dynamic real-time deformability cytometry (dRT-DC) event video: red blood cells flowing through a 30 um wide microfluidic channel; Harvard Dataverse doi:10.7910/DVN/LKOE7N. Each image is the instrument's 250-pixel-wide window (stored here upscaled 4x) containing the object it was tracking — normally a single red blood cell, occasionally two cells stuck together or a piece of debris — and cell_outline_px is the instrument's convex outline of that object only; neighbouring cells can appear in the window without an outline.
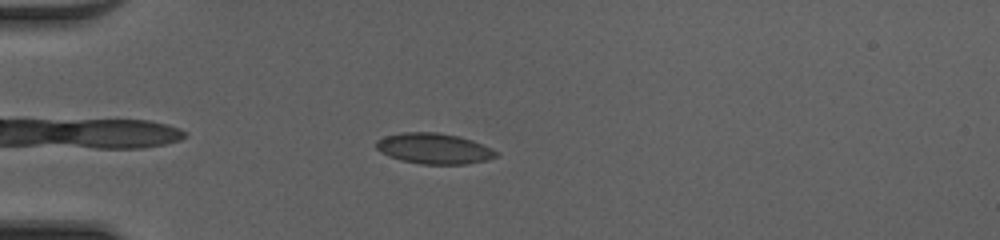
{"species": "common noctule bat (a hibernating species)", "species_latin": "Nyctalus noctula", "temperature_condition": "cold", "stored_images_in_passage": 33, "camera_frame_rate_fps": 3000, "um_per_image_px": 0.085, "animal": {"sex": "female", "body_mass_g": 20.0, "forearm_length_mm": 54.0}, "frame": {"image": 1, "passage_image": 4, "time_ms": 1.0, "image_size_px": [1000, 240], "cell_outline_px": [[496, 156], [488, 160], [468, 164], [420, 164], [404, 160], [380, 152], [376, 148], [376, 140], [384, 136], [400, 132], [436, 132], [456, 136], [472, 140], [492, 148], [496, 152]], "centroid_in_image_um": [36.88, 12.62], "position_along_channel_um": 48.1, "area_um2": 21.27}}
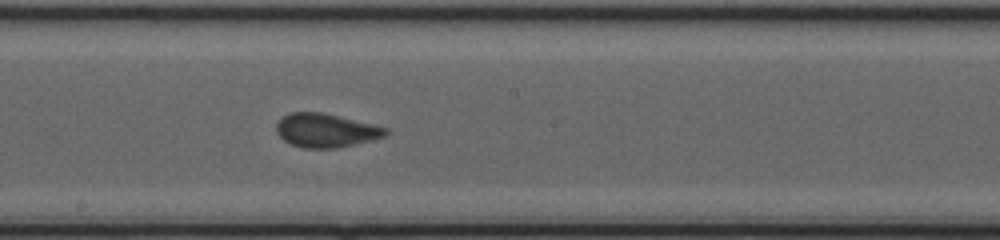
{"frame": {"image": 2, "passage_image": 18, "time_ms": 5.667, "image_size_px": [1000, 240], "cell_outline_px": [[388, 132], [384, 136], [336, 148], [304, 148], [292, 144], [284, 140], [276, 132], [276, 124], [288, 112], [320, 112], [372, 124], [388, 128]], "centroid_in_image_um": [27.65, 11.08], "position_along_channel_um": 220.6, "area_um2": 21.04}}
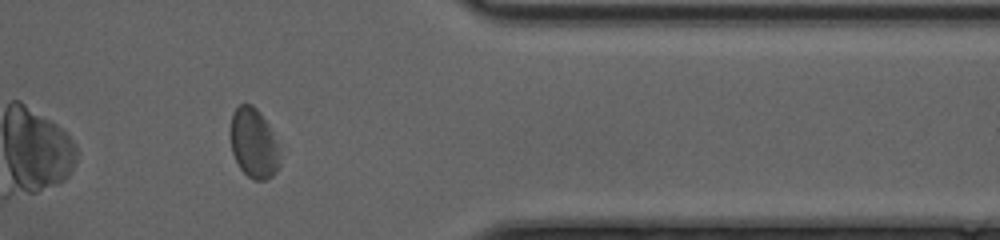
{"frame": {"image": 3, "passage_image": 31, "time_ms": 10.0, "image_size_px": [1000, 240], "cell_outline_px": [[280, 164], [276, 172], [272, 176], [264, 180], [252, 180], [240, 168], [232, 152], [232, 112], [240, 104], [252, 104], [260, 112], [268, 124], [272, 132], [276, 144]], "centroid_in_image_um": [21.57, 12.19], "position_along_channel_um": 389.8, "area_um2": 19.65}, "authors_computed_cell_mechanics": {"area_um2": 21.1548, "velocity_mm_per_s": 4.2051, "shape_relaxation_time_tau1_ms": 3.4524, "shape_relaxation_time_tau2_ms": 0.8514, "deformation_change_tau1": 0.074, "deformation_change_tau2": 0.0693}}